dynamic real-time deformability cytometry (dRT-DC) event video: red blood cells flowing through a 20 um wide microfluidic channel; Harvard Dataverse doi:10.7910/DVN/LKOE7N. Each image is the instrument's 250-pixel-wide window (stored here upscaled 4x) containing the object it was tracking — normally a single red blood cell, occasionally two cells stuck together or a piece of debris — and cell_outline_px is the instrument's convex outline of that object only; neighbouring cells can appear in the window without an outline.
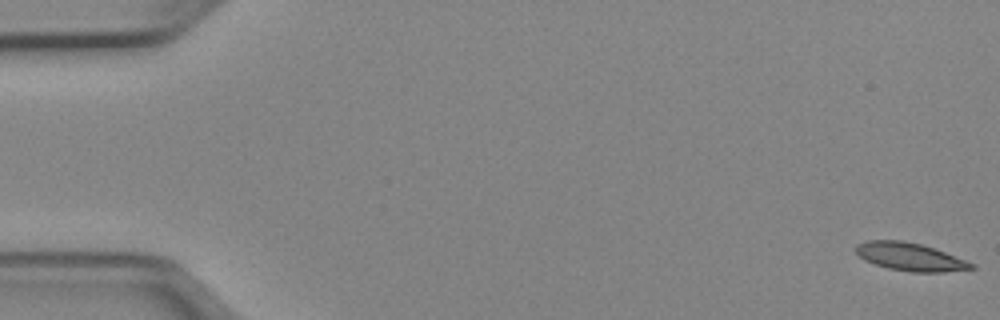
{"species": "Egyptian fruit bat (a non-hibernating species)", "species_latin": "Rousettus aegyptiacus", "temperature_condition": "cold", "stored_images_in_passage": 52, "camera_frame_rate_fps": 3000, "um_per_image_px": 0.085, "animal": {"sex": "female"}, "frame": {"image": 1, "passage_image": 1, "time_ms": 0.0, "image_size_px": [1000, 320], "cell_outline_px": [[976, 268], [944, 272], [912, 272], [888, 268], [864, 260], [856, 252], [856, 244], [868, 240], [904, 240], [920, 244], [944, 252], [976, 264]], "centroid_in_image_um": [77.35, 21.83], "position_along_channel_um": 7.6, "area_um2": 18.67}}
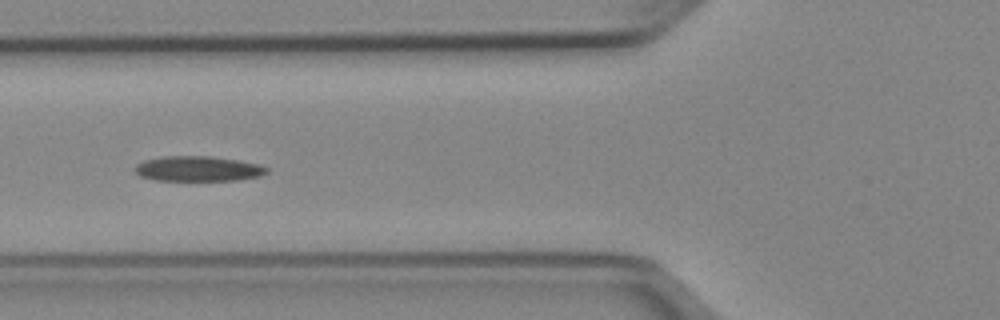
{"frame": {"image": 2, "passage_image": 20, "time_ms": 6.333, "image_size_px": [1000, 320], "cell_outline_px": [[268, 172], [260, 176], [240, 180], [152, 180], [140, 176], [136, 172], [136, 164], [144, 160], [164, 156], [212, 156], [240, 160], [260, 164], [268, 168]], "centroid_in_image_um": [16.87, 14.34], "position_along_channel_um": 108.9, "area_um2": 19.42}}
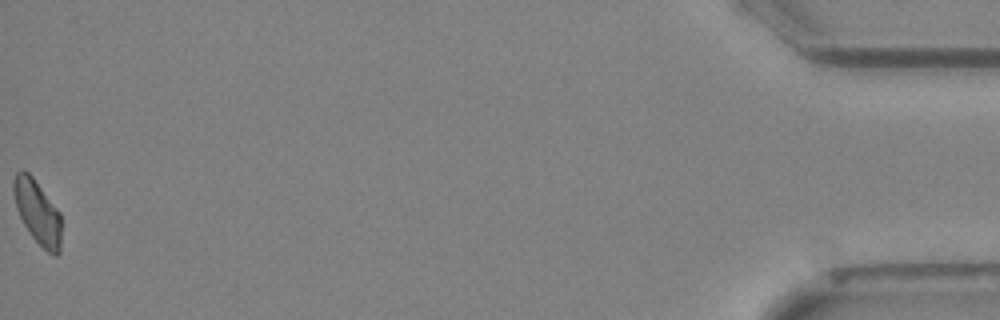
{"frame": {"image": 3, "passage_image": 52, "time_ms": 17.0, "image_size_px": [1000, 320], "cell_outline_px": [[60, 252], [56, 256], [52, 256], [28, 232], [16, 208], [12, 192], [12, 180], [16, 172], [20, 168], [24, 168], [32, 176], [60, 212]], "centroid_in_image_um": [3.15, 17.98], "position_along_channel_um": 432.1, "area_um2": 17.86}}